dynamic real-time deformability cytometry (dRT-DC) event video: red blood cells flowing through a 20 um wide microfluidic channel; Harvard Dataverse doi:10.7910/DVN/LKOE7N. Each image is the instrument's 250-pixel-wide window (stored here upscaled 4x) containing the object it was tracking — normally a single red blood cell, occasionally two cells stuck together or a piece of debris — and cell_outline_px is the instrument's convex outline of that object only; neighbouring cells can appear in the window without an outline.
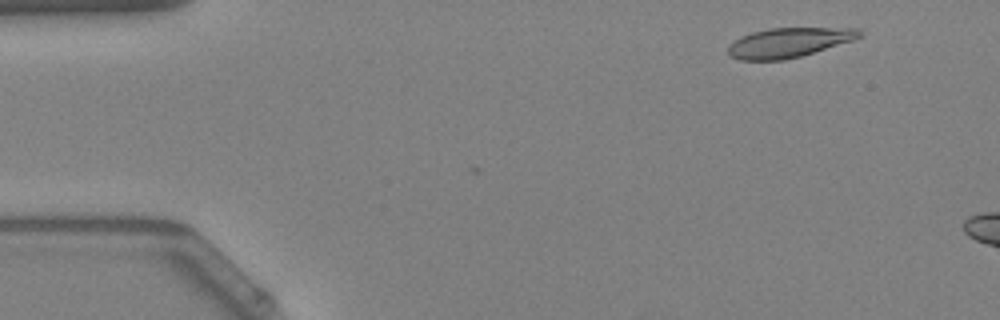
{"species": "Egyptian fruit bat (a non-hibernating species)", "species_latin": "Rousettus aegyptiacus", "temperature_condition": "warm", "stored_images_in_passage": 4, "camera_frame_rate_fps": 3000, "um_per_image_px": 0.085, "animal": {"sex": "female"}, "frame": {"image": 1, "passage_image": 1, "time_ms": 0.0, "image_size_px": [1000, 320], "cell_outline_px": [[864, 32], [860, 36], [852, 40], [800, 56], [784, 60], [740, 60], [732, 56], [728, 52], [728, 48], [740, 36], [752, 32], [768, 28], [860, 28]], "centroid_in_image_um": [67.05, 3.6], "position_along_channel_um": 18.0, "area_um2": 22.37}}